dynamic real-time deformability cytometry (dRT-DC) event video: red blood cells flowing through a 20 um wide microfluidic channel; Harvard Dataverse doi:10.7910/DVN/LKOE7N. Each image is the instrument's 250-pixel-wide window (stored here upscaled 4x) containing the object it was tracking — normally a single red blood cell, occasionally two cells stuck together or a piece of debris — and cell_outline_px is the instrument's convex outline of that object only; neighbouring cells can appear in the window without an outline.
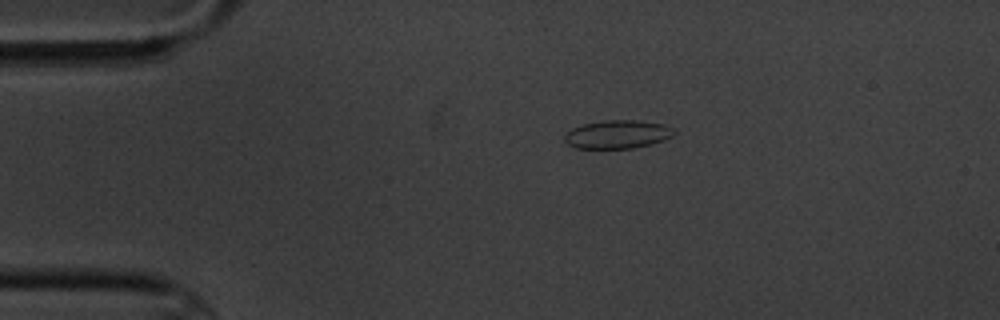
{"species": "common noctule bat (a hibernating species)", "species_latin": "Nyctalus noctula", "temperature_condition": "cold", "stored_images_in_passage": 15, "camera_frame_rate_fps": 3000, "um_per_image_px": 0.085, "animal": {"sex": "male", "body_mass_g": 20.1, "forearm_length_mm": 53.5}, "frame": {"image": 1, "passage_image": 3, "time_ms": 3.333, "image_size_px": [1000, 320], "cell_outline_px": [[676, 132], [672, 136], [664, 140], [652, 144], [632, 148], [576, 148], [568, 144], [564, 140], [564, 136], [572, 128], [584, 124], [604, 120], [636, 120], [664, 124], [672, 128]], "centroid_in_image_um": [52.5, 11.42], "position_along_channel_um": 32.5, "area_um2": 18.03}}
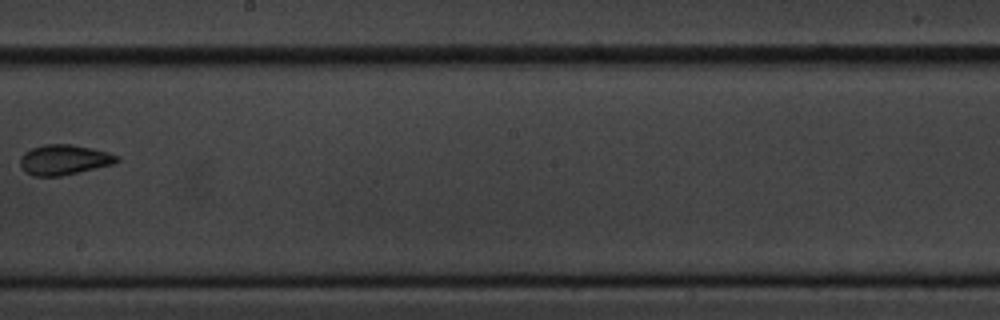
{"frame": {"image": 2, "passage_image": 9, "time_ms": 10.667, "image_size_px": [1000, 320], "cell_outline_px": [[120, 160], [116, 164], [60, 176], [32, 176], [24, 172], [20, 164], [20, 156], [24, 152], [32, 148], [44, 144], [72, 144], [92, 148], [108, 152], [120, 156]], "centroid_in_image_um": [5.46, 13.58], "position_along_channel_um": 242.7, "area_um2": 17.28}}
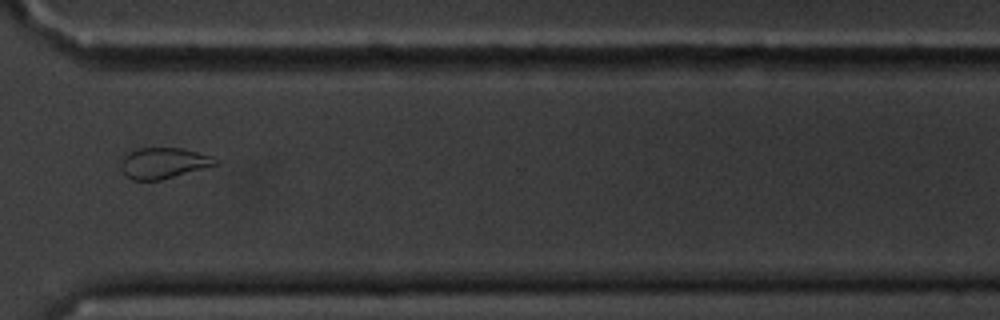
{"frame": {"image": 3, "passage_image": 12, "time_ms": 14.0, "image_size_px": [1000, 320], "cell_outline_px": [[220, 164], [160, 180], [132, 180], [124, 172], [120, 164], [120, 160], [128, 152], [136, 148], [184, 148], [212, 156], [220, 160]], "centroid_in_image_um": [13.93, 13.84], "position_along_channel_um": 356.7, "area_um2": 17.11}, "authors_computed_cell_mechanics": {"area_um2": 17.2822, "velocity_mm_per_s": 3.4224, "shape_relaxation_time_tau1_ms": 4.8571, "shape_relaxation_time_tau2_ms": 2.3073, "deformation_change_tau1": 0.0651, "deformation_change_tau2": 0.0234}}